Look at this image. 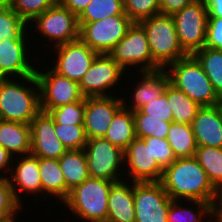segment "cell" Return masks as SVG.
Returning <instances> with one entry per match:
<instances>
[{"instance_id":"43","label":"cell","mask_w":222,"mask_h":222,"mask_svg":"<svg viewBox=\"0 0 222 222\" xmlns=\"http://www.w3.org/2000/svg\"><path fill=\"white\" fill-rule=\"evenodd\" d=\"M195 0H159L160 14L173 16Z\"/></svg>"},{"instance_id":"52","label":"cell","mask_w":222,"mask_h":222,"mask_svg":"<svg viewBox=\"0 0 222 222\" xmlns=\"http://www.w3.org/2000/svg\"><path fill=\"white\" fill-rule=\"evenodd\" d=\"M215 198H222V189L218 192V195Z\"/></svg>"},{"instance_id":"11","label":"cell","mask_w":222,"mask_h":222,"mask_svg":"<svg viewBox=\"0 0 222 222\" xmlns=\"http://www.w3.org/2000/svg\"><path fill=\"white\" fill-rule=\"evenodd\" d=\"M84 151L91 178L114 182L125 179L124 151L121 148L111 144L103 137L88 139Z\"/></svg>"},{"instance_id":"51","label":"cell","mask_w":222,"mask_h":222,"mask_svg":"<svg viewBox=\"0 0 222 222\" xmlns=\"http://www.w3.org/2000/svg\"><path fill=\"white\" fill-rule=\"evenodd\" d=\"M19 217H20V215H19L18 217L12 218V219L9 220L8 222H18V220H21ZM17 218H19V219H17Z\"/></svg>"},{"instance_id":"23","label":"cell","mask_w":222,"mask_h":222,"mask_svg":"<svg viewBox=\"0 0 222 222\" xmlns=\"http://www.w3.org/2000/svg\"><path fill=\"white\" fill-rule=\"evenodd\" d=\"M38 162L43 204L47 200L53 202V198H56L54 205L62 204L66 199V184L58 159L38 158Z\"/></svg>"},{"instance_id":"10","label":"cell","mask_w":222,"mask_h":222,"mask_svg":"<svg viewBox=\"0 0 222 222\" xmlns=\"http://www.w3.org/2000/svg\"><path fill=\"white\" fill-rule=\"evenodd\" d=\"M30 40L31 38H6L0 40V79L23 78L35 75L37 61L42 60V63L45 64L46 59H41L45 55L41 53L36 56V49L35 47L33 49ZM31 50L34 51L31 52Z\"/></svg>"},{"instance_id":"17","label":"cell","mask_w":222,"mask_h":222,"mask_svg":"<svg viewBox=\"0 0 222 222\" xmlns=\"http://www.w3.org/2000/svg\"><path fill=\"white\" fill-rule=\"evenodd\" d=\"M163 168L150 152V143L136 137L124 150V176L133 182H160Z\"/></svg>"},{"instance_id":"3","label":"cell","mask_w":222,"mask_h":222,"mask_svg":"<svg viewBox=\"0 0 222 222\" xmlns=\"http://www.w3.org/2000/svg\"><path fill=\"white\" fill-rule=\"evenodd\" d=\"M27 26L29 34L33 36L30 37L33 38L31 40L34 43L32 44L33 47L38 46V43L35 44L36 40L41 42V40L44 39L45 41L44 42L42 40L43 43L39 42V45H44L37 47L38 49L35 48L37 51H39V48L41 49L43 46H49L45 49L50 50L56 46L79 39L78 17L65 6L61 5L58 1L41 15L36 16L30 23L27 24ZM32 28L35 30L33 31ZM36 34L41 37L40 40L38 36L36 38Z\"/></svg>"},{"instance_id":"28","label":"cell","mask_w":222,"mask_h":222,"mask_svg":"<svg viewBox=\"0 0 222 222\" xmlns=\"http://www.w3.org/2000/svg\"><path fill=\"white\" fill-rule=\"evenodd\" d=\"M164 93L171 107L173 122L191 124L201 106L170 82Z\"/></svg>"},{"instance_id":"2","label":"cell","mask_w":222,"mask_h":222,"mask_svg":"<svg viewBox=\"0 0 222 222\" xmlns=\"http://www.w3.org/2000/svg\"><path fill=\"white\" fill-rule=\"evenodd\" d=\"M0 111L4 121L31 123L41 111L35 75L0 79Z\"/></svg>"},{"instance_id":"53","label":"cell","mask_w":222,"mask_h":222,"mask_svg":"<svg viewBox=\"0 0 222 222\" xmlns=\"http://www.w3.org/2000/svg\"><path fill=\"white\" fill-rule=\"evenodd\" d=\"M3 121L2 115H1V111H0V122Z\"/></svg>"},{"instance_id":"36","label":"cell","mask_w":222,"mask_h":222,"mask_svg":"<svg viewBox=\"0 0 222 222\" xmlns=\"http://www.w3.org/2000/svg\"><path fill=\"white\" fill-rule=\"evenodd\" d=\"M55 134L67 150L84 149L88 139L84 125H60L55 122Z\"/></svg>"},{"instance_id":"25","label":"cell","mask_w":222,"mask_h":222,"mask_svg":"<svg viewBox=\"0 0 222 222\" xmlns=\"http://www.w3.org/2000/svg\"><path fill=\"white\" fill-rule=\"evenodd\" d=\"M66 184V198L69 192L89 178L87 157L84 149L67 150L58 159Z\"/></svg>"},{"instance_id":"32","label":"cell","mask_w":222,"mask_h":222,"mask_svg":"<svg viewBox=\"0 0 222 222\" xmlns=\"http://www.w3.org/2000/svg\"><path fill=\"white\" fill-rule=\"evenodd\" d=\"M114 15H127L123 0H91L78 16V23L95 22Z\"/></svg>"},{"instance_id":"21","label":"cell","mask_w":222,"mask_h":222,"mask_svg":"<svg viewBox=\"0 0 222 222\" xmlns=\"http://www.w3.org/2000/svg\"><path fill=\"white\" fill-rule=\"evenodd\" d=\"M198 147L222 148V106L201 107L191 123Z\"/></svg>"},{"instance_id":"49","label":"cell","mask_w":222,"mask_h":222,"mask_svg":"<svg viewBox=\"0 0 222 222\" xmlns=\"http://www.w3.org/2000/svg\"><path fill=\"white\" fill-rule=\"evenodd\" d=\"M12 0H0V6H10Z\"/></svg>"},{"instance_id":"26","label":"cell","mask_w":222,"mask_h":222,"mask_svg":"<svg viewBox=\"0 0 222 222\" xmlns=\"http://www.w3.org/2000/svg\"><path fill=\"white\" fill-rule=\"evenodd\" d=\"M167 222H212L211 204L197 200H172Z\"/></svg>"},{"instance_id":"50","label":"cell","mask_w":222,"mask_h":222,"mask_svg":"<svg viewBox=\"0 0 222 222\" xmlns=\"http://www.w3.org/2000/svg\"><path fill=\"white\" fill-rule=\"evenodd\" d=\"M88 222H112L108 219H104V220H93V221H88Z\"/></svg>"},{"instance_id":"20","label":"cell","mask_w":222,"mask_h":222,"mask_svg":"<svg viewBox=\"0 0 222 222\" xmlns=\"http://www.w3.org/2000/svg\"><path fill=\"white\" fill-rule=\"evenodd\" d=\"M31 154L38 158L60 159L67 151L55 134V121L40 111L31 121Z\"/></svg>"},{"instance_id":"34","label":"cell","mask_w":222,"mask_h":222,"mask_svg":"<svg viewBox=\"0 0 222 222\" xmlns=\"http://www.w3.org/2000/svg\"><path fill=\"white\" fill-rule=\"evenodd\" d=\"M6 38H30V34L27 24L10 6H0V40Z\"/></svg>"},{"instance_id":"6","label":"cell","mask_w":222,"mask_h":222,"mask_svg":"<svg viewBox=\"0 0 222 222\" xmlns=\"http://www.w3.org/2000/svg\"><path fill=\"white\" fill-rule=\"evenodd\" d=\"M146 31L153 61L161 68L186 57L173 16L158 14L139 22Z\"/></svg>"},{"instance_id":"33","label":"cell","mask_w":222,"mask_h":222,"mask_svg":"<svg viewBox=\"0 0 222 222\" xmlns=\"http://www.w3.org/2000/svg\"><path fill=\"white\" fill-rule=\"evenodd\" d=\"M133 117L138 138L167 139L172 122H165L164 118L148 117V114H144L141 110L133 111Z\"/></svg>"},{"instance_id":"12","label":"cell","mask_w":222,"mask_h":222,"mask_svg":"<svg viewBox=\"0 0 222 222\" xmlns=\"http://www.w3.org/2000/svg\"><path fill=\"white\" fill-rule=\"evenodd\" d=\"M132 24L128 15H114L95 22L78 23L79 39L93 51L108 54L126 35Z\"/></svg>"},{"instance_id":"42","label":"cell","mask_w":222,"mask_h":222,"mask_svg":"<svg viewBox=\"0 0 222 222\" xmlns=\"http://www.w3.org/2000/svg\"><path fill=\"white\" fill-rule=\"evenodd\" d=\"M204 47L222 51V18L208 17Z\"/></svg>"},{"instance_id":"7","label":"cell","mask_w":222,"mask_h":222,"mask_svg":"<svg viewBox=\"0 0 222 222\" xmlns=\"http://www.w3.org/2000/svg\"><path fill=\"white\" fill-rule=\"evenodd\" d=\"M108 54L130 75L132 69L134 72L161 69L153 61L146 31L139 22H133L126 35Z\"/></svg>"},{"instance_id":"13","label":"cell","mask_w":222,"mask_h":222,"mask_svg":"<svg viewBox=\"0 0 222 222\" xmlns=\"http://www.w3.org/2000/svg\"><path fill=\"white\" fill-rule=\"evenodd\" d=\"M178 40L189 55L205 45L208 12L205 0H195L173 15Z\"/></svg>"},{"instance_id":"29","label":"cell","mask_w":222,"mask_h":222,"mask_svg":"<svg viewBox=\"0 0 222 222\" xmlns=\"http://www.w3.org/2000/svg\"><path fill=\"white\" fill-rule=\"evenodd\" d=\"M167 141L172 147L176 158L194 157L198 148L191 124L172 122Z\"/></svg>"},{"instance_id":"48","label":"cell","mask_w":222,"mask_h":222,"mask_svg":"<svg viewBox=\"0 0 222 222\" xmlns=\"http://www.w3.org/2000/svg\"><path fill=\"white\" fill-rule=\"evenodd\" d=\"M12 218L2 209L0 208V222H8Z\"/></svg>"},{"instance_id":"4","label":"cell","mask_w":222,"mask_h":222,"mask_svg":"<svg viewBox=\"0 0 222 222\" xmlns=\"http://www.w3.org/2000/svg\"><path fill=\"white\" fill-rule=\"evenodd\" d=\"M113 183L111 180L89 177L69 192L60 209L70 212L73 218L76 216L78 222L107 219L108 196Z\"/></svg>"},{"instance_id":"41","label":"cell","mask_w":222,"mask_h":222,"mask_svg":"<svg viewBox=\"0 0 222 222\" xmlns=\"http://www.w3.org/2000/svg\"><path fill=\"white\" fill-rule=\"evenodd\" d=\"M148 117L164 118L165 122H173V116L167 95L163 93L140 109Z\"/></svg>"},{"instance_id":"16","label":"cell","mask_w":222,"mask_h":222,"mask_svg":"<svg viewBox=\"0 0 222 222\" xmlns=\"http://www.w3.org/2000/svg\"><path fill=\"white\" fill-rule=\"evenodd\" d=\"M135 222H167L172 199L160 182H133Z\"/></svg>"},{"instance_id":"24","label":"cell","mask_w":222,"mask_h":222,"mask_svg":"<svg viewBox=\"0 0 222 222\" xmlns=\"http://www.w3.org/2000/svg\"><path fill=\"white\" fill-rule=\"evenodd\" d=\"M0 146L13 157L31 154L30 124L1 121Z\"/></svg>"},{"instance_id":"1","label":"cell","mask_w":222,"mask_h":222,"mask_svg":"<svg viewBox=\"0 0 222 222\" xmlns=\"http://www.w3.org/2000/svg\"><path fill=\"white\" fill-rule=\"evenodd\" d=\"M160 183L172 200H197L212 205L219 192L194 157L177 158L163 169Z\"/></svg>"},{"instance_id":"39","label":"cell","mask_w":222,"mask_h":222,"mask_svg":"<svg viewBox=\"0 0 222 222\" xmlns=\"http://www.w3.org/2000/svg\"><path fill=\"white\" fill-rule=\"evenodd\" d=\"M143 140L145 143H150L151 155L163 169L176 161V155L167 139L148 137Z\"/></svg>"},{"instance_id":"37","label":"cell","mask_w":222,"mask_h":222,"mask_svg":"<svg viewBox=\"0 0 222 222\" xmlns=\"http://www.w3.org/2000/svg\"><path fill=\"white\" fill-rule=\"evenodd\" d=\"M58 0H12L10 7L26 23L52 7Z\"/></svg>"},{"instance_id":"31","label":"cell","mask_w":222,"mask_h":222,"mask_svg":"<svg viewBox=\"0 0 222 222\" xmlns=\"http://www.w3.org/2000/svg\"><path fill=\"white\" fill-rule=\"evenodd\" d=\"M194 158L202 166L212 185L220 191L222 189V148L198 147Z\"/></svg>"},{"instance_id":"30","label":"cell","mask_w":222,"mask_h":222,"mask_svg":"<svg viewBox=\"0 0 222 222\" xmlns=\"http://www.w3.org/2000/svg\"><path fill=\"white\" fill-rule=\"evenodd\" d=\"M192 55L198 60L215 92L222 99V51L203 47Z\"/></svg>"},{"instance_id":"35","label":"cell","mask_w":222,"mask_h":222,"mask_svg":"<svg viewBox=\"0 0 222 222\" xmlns=\"http://www.w3.org/2000/svg\"><path fill=\"white\" fill-rule=\"evenodd\" d=\"M50 116L60 125H84L85 97L81 101L53 108Z\"/></svg>"},{"instance_id":"46","label":"cell","mask_w":222,"mask_h":222,"mask_svg":"<svg viewBox=\"0 0 222 222\" xmlns=\"http://www.w3.org/2000/svg\"><path fill=\"white\" fill-rule=\"evenodd\" d=\"M208 17L222 18V0H205Z\"/></svg>"},{"instance_id":"5","label":"cell","mask_w":222,"mask_h":222,"mask_svg":"<svg viewBox=\"0 0 222 222\" xmlns=\"http://www.w3.org/2000/svg\"><path fill=\"white\" fill-rule=\"evenodd\" d=\"M164 70L169 76L170 83L201 107L221 104L222 99L217 95L204 69L192 54L168 65Z\"/></svg>"},{"instance_id":"19","label":"cell","mask_w":222,"mask_h":222,"mask_svg":"<svg viewBox=\"0 0 222 222\" xmlns=\"http://www.w3.org/2000/svg\"><path fill=\"white\" fill-rule=\"evenodd\" d=\"M122 107L120 95L85 97L84 129L87 139L103 138Z\"/></svg>"},{"instance_id":"38","label":"cell","mask_w":222,"mask_h":222,"mask_svg":"<svg viewBox=\"0 0 222 222\" xmlns=\"http://www.w3.org/2000/svg\"><path fill=\"white\" fill-rule=\"evenodd\" d=\"M124 12L133 22L160 14L159 0H123Z\"/></svg>"},{"instance_id":"27","label":"cell","mask_w":222,"mask_h":222,"mask_svg":"<svg viewBox=\"0 0 222 222\" xmlns=\"http://www.w3.org/2000/svg\"><path fill=\"white\" fill-rule=\"evenodd\" d=\"M136 137L133 111L122 107L115 114L104 138L124 151Z\"/></svg>"},{"instance_id":"47","label":"cell","mask_w":222,"mask_h":222,"mask_svg":"<svg viewBox=\"0 0 222 222\" xmlns=\"http://www.w3.org/2000/svg\"><path fill=\"white\" fill-rule=\"evenodd\" d=\"M212 222H222V198H215L211 205Z\"/></svg>"},{"instance_id":"8","label":"cell","mask_w":222,"mask_h":222,"mask_svg":"<svg viewBox=\"0 0 222 222\" xmlns=\"http://www.w3.org/2000/svg\"><path fill=\"white\" fill-rule=\"evenodd\" d=\"M126 74L109 54H98L79 82L81 93L84 97L121 95V88L125 90L128 85L122 81Z\"/></svg>"},{"instance_id":"18","label":"cell","mask_w":222,"mask_h":222,"mask_svg":"<svg viewBox=\"0 0 222 222\" xmlns=\"http://www.w3.org/2000/svg\"><path fill=\"white\" fill-rule=\"evenodd\" d=\"M9 180L16 200L23 207L26 203L24 201L30 196L33 199L29 200H36V203L40 202V197L43 201L38 157L32 154L14 157ZM21 194L27 198H23Z\"/></svg>"},{"instance_id":"40","label":"cell","mask_w":222,"mask_h":222,"mask_svg":"<svg viewBox=\"0 0 222 222\" xmlns=\"http://www.w3.org/2000/svg\"><path fill=\"white\" fill-rule=\"evenodd\" d=\"M0 208L11 218L17 217L19 213L26 211L16 200L9 178H0Z\"/></svg>"},{"instance_id":"22","label":"cell","mask_w":222,"mask_h":222,"mask_svg":"<svg viewBox=\"0 0 222 222\" xmlns=\"http://www.w3.org/2000/svg\"><path fill=\"white\" fill-rule=\"evenodd\" d=\"M107 219L112 222H135L133 181L123 179L112 184Z\"/></svg>"},{"instance_id":"15","label":"cell","mask_w":222,"mask_h":222,"mask_svg":"<svg viewBox=\"0 0 222 222\" xmlns=\"http://www.w3.org/2000/svg\"><path fill=\"white\" fill-rule=\"evenodd\" d=\"M132 75H135L134 78L131 76L132 78L130 77L129 79L128 73L126 74L127 79L124 78L123 81L127 82L129 80L127 83L129 84L131 82L132 85L129 84L127 86L128 91L125 90L127 94L124 92V90H122L120 95L123 107L132 111L140 110L150 101L156 99L158 96H161L165 92V89L170 82L169 76L164 69L136 72ZM133 79H135V81Z\"/></svg>"},{"instance_id":"14","label":"cell","mask_w":222,"mask_h":222,"mask_svg":"<svg viewBox=\"0 0 222 222\" xmlns=\"http://www.w3.org/2000/svg\"><path fill=\"white\" fill-rule=\"evenodd\" d=\"M52 49H50L51 51L49 52L44 51V48L40 50L41 52L43 50L45 54L49 53L48 56H50V52H52L51 57H47L49 60L52 59V61L46 63H51L52 66L50 65V67L56 73L77 82H80L83 75L88 71L94 59L99 54L80 39L56 46ZM53 54L54 56H52Z\"/></svg>"},{"instance_id":"9","label":"cell","mask_w":222,"mask_h":222,"mask_svg":"<svg viewBox=\"0 0 222 222\" xmlns=\"http://www.w3.org/2000/svg\"><path fill=\"white\" fill-rule=\"evenodd\" d=\"M35 77L39 87L41 111L48 113L53 108L81 101L79 82L56 73L49 64L43 65L38 61ZM42 64V67L39 65ZM47 67V68H46Z\"/></svg>"},{"instance_id":"45","label":"cell","mask_w":222,"mask_h":222,"mask_svg":"<svg viewBox=\"0 0 222 222\" xmlns=\"http://www.w3.org/2000/svg\"><path fill=\"white\" fill-rule=\"evenodd\" d=\"M91 0H58V2L69 9L77 17L88 6Z\"/></svg>"},{"instance_id":"44","label":"cell","mask_w":222,"mask_h":222,"mask_svg":"<svg viewBox=\"0 0 222 222\" xmlns=\"http://www.w3.org/2000/svg\"><path fill=\"white\" fill-rule=\"evenodd\" d=\"M13 159L14 157L6 149L0 146V178H9Z\"/></svg>"}]
</instances>
